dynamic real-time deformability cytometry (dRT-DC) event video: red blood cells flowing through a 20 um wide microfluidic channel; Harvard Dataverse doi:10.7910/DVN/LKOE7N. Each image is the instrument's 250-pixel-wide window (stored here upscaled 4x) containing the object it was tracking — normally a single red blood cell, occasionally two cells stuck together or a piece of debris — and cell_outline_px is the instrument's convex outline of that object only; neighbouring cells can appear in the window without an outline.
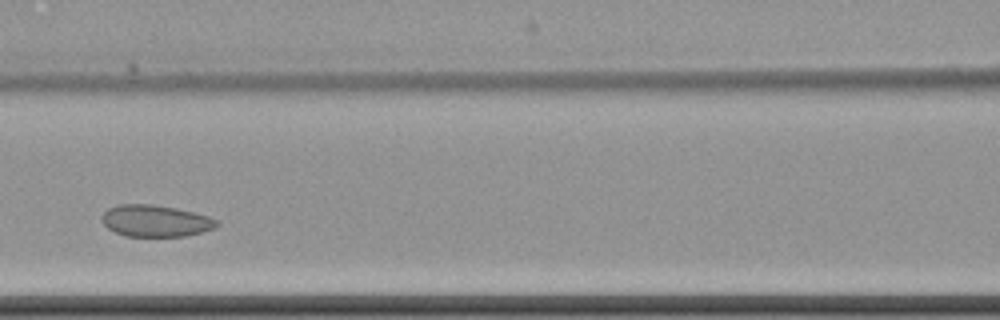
{"species": "common noctule bat (a hibernating species)", "species_latin": "Nyctalus noctula", "temperature_condition": "cold", "stored_images_in_passage": 7, "camera_frame_rate_fps": 3000, "um_per_image_px": 0.085, "animal": {"sex": "female", "body_mass_g": 22.7, "forearm_length_mm": 54.2}, "frame": {"image": 1, "passage_image": 6, "time_ms": 6.667, "image_size_px": [1000, 320], "cell_outline_px": [[220, 224], [216, 228], [184, 236], [124, 236], [108, 228], [100, 220], [100, 216], [108, 208], [120, 204], [152, 204], [176, 208], [208, 216], [216, 220]], "centroid_in_image_um": [13.19, 18.77], "position_along_channel_um": 153.4, "area_um2": 21.21}}
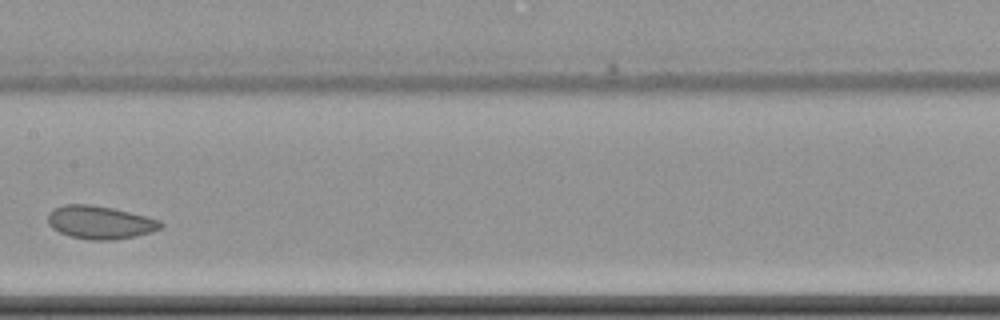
{"frame": {"image": 2, "passage_image": 7, "time_ms": 8.0, "image_size_px": [1000, 320], "cell_outline_px": [[164, 224], [160, 228], [136, 236], [112, 240], [88, 240], [72, 236], [60, 232], [52, 228], [48, 224], [48, 212], [52, 208], [64, 204], [92, 204], [112, 208], [160, 220]], "centroid_in_image_um": [8.45, 18.89], "position_along_channel_um": 199.0, "area_um2": 21.68}}